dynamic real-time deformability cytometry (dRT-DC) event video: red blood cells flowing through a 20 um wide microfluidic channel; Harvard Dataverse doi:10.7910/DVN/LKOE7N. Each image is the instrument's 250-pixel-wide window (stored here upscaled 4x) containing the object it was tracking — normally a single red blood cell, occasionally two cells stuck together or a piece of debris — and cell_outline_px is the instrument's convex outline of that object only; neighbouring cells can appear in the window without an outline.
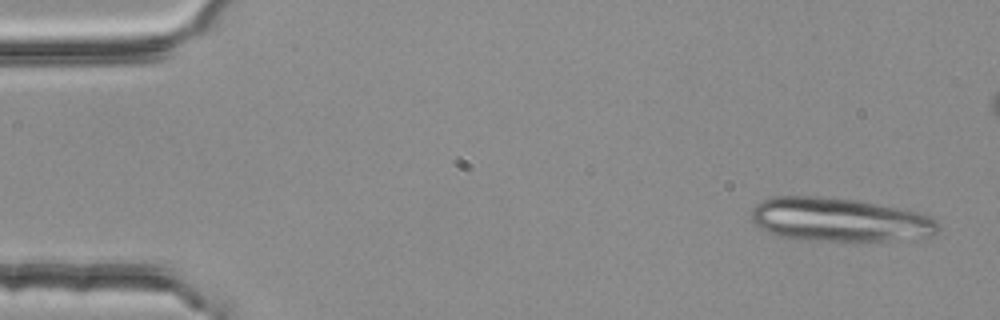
{"species": "common noctule bat (a hibernating species)", "species_latin": "Nyctalus noctula", "temperature_condition": "room temperature", "stored_images_in_passage": 4, "camera_frame_rate_fps": 3000, "um_per_image_px": 0.085, "animal": {"sex": "female", "body_mass_g": 25.1}, "frame": {"image": 1, "passage_image": 1, "time_ms": 0.0, "image_size_px": [1000, 320], "cell_outline_px": [[940, 228], [932, 236], [888, 240], [828, 240], [784, 236], [760, 228], [752, 220], [752, 208], [756, 204], [772, 196], [828, 196], [856, 200], [916, 212], [928, 216], [936, 220], [940, 224]], "centroid_in_image_um": [71.36, 18.64], "position_along_channel_um": 13.6, "area_um2": 46.64}}